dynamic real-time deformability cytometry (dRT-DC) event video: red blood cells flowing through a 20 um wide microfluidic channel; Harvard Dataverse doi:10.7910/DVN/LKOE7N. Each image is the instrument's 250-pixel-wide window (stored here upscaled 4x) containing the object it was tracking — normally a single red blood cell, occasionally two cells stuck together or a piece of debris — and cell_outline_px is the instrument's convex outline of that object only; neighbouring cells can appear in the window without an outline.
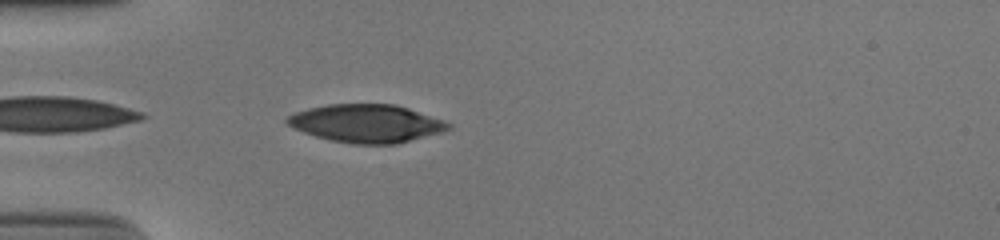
{"species": "human", "species_latin": "Homo sapiens", "temperature_condition": "cold", "stored_images_in_passage": 36, "camera_frame_rate_fps": 3000, "um_per_image_px": 0.085, "donor": {"sex": "male"}, "frame": {"image": 1, "passage_image": 2, "time_ms": 0.333, "image_size_px": [1000, 240], "cell_outline_px": [[452, 128], [440, 132], [396, 144], [352, 144], [332, 140], [316, 136], [304, 132], [284, 124], [284, 120], [288, 116], [296, 112], [308, 108], [328, 104], [396, 104], [444, 120], [452, 124]], "centroid_in_image_um": [31.13, 10.48], "position_along_channel_um": 53.9, "area_um2": 35.66}}
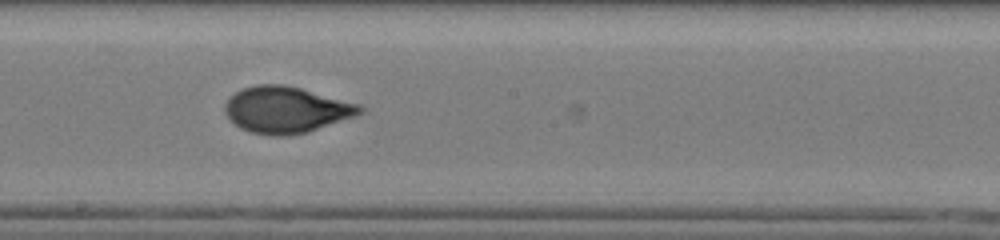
{"frame": {"image": 2, "passage_image": 16, "time_ms": 5.0, "image_size_px": [1000, 240], "cell_outline_px": [[364, 112], [356, 116], [308, 132], [288, 136], [272, 136], [252, 132], [240, 128], [224, 112], [224, 104], [236, 92], [244, 88], [256, 84], [284, 84], [300, 88], [360, 104], [364, 108]], "centroid_in_image_um": [24.35, 9.33], "position_along_channel_um": 223.8, "area_um2": 36.41}}
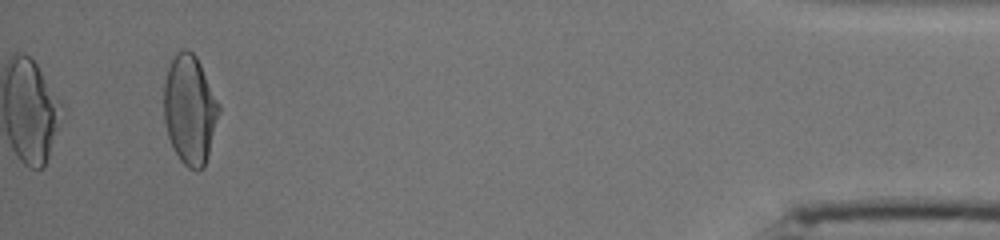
{"frame": {"image": 3, "passage_image": 36, "time_ms": 11.667, "image_size_px": [1000, 240], "cell_outline_px": [[220, 112], [208, 156], [204, 168], [196, 172], [188, 168], [180, 160], [168, 136], [164, 120], [164, 80], [168, 68], [176, 52], [184, 48], [188, 48], [196, 56], [220, 104]], "centroid_in_image_um": [16.14, 9.33], "position_along_channel_um": 419.1, "area_um2": 35.2}, "authors_computed_cell_mechanics": {"area_um2": 35.5759, "velocity_mm_per_s": 3.9106, "shape_relaxation_time_tau1_ms": 4.4775, "shape_relaxation_time_tau2_ms": 0.8064, "deformation_change_tau1": 0.1951, "deformation_change_tau2": 0.0584}}